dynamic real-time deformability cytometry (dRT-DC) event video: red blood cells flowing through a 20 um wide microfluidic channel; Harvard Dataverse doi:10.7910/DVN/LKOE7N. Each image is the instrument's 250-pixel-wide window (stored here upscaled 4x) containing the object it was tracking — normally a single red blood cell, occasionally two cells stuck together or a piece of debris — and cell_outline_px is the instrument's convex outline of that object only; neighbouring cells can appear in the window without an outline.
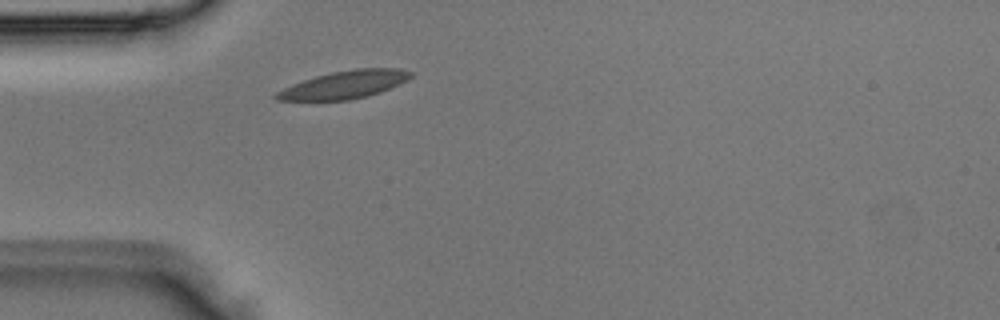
{"species": "Egyptian fruit bat (a non-hibernating species)", "species_latin": "Rousettus aegyptiacus", "temperature_condition": "room temperature", "stored_images_in_passage": 3, "camera_frame_rate_fps": 3000, "um_per_image_px": 0.085, "animal": {"sex": "male"}, "frame": {"image": 1, "passage_image": 3, "time_ms": 0.667, "image_size_px": [1000, 320], "cell_outline_px": [[412, 76], [408, 80], [380, 92], [368, 96], [348, 100], [276, 100], [272, 96], [276, 92], [292, 84], [316, 76], [332, 72], [356, 68], [400, 68], [412, 72]], "centroid_in_image_um": [29.29, 7.19], "position_along_channel_um": 55.7, "area_um2": 21.68}}